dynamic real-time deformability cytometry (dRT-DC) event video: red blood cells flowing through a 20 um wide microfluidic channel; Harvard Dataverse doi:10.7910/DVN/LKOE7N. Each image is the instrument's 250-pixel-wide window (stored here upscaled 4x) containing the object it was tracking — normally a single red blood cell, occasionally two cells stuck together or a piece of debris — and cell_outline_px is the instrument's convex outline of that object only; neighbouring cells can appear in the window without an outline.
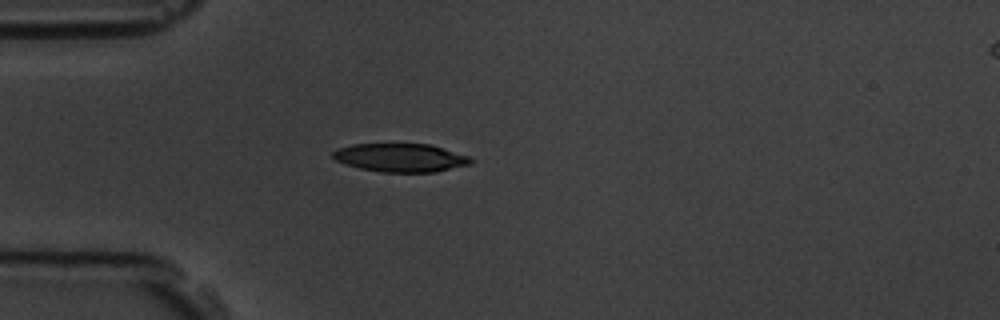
{"species": "common noctule bat (a hibernating species)", "species_latin": "Nyctalus noctula", "temperature_condition": "room temperature", "stored_images_in_passage": 4, "camera_frame_rate_fps": 3000, "um_per_image_px": 0.085, "animal": {"sex": "male", "body_mass_g": 19.5, "forearm_length_mm": 54.6}, "frame": {"image": 1, "passage_image": 4, "time_ms": 3.333, "image_size_px": [1000, 320], "cell_outline_px": [[476, 160], [472, 164], [432, 172], [380, 172], [360, 168], [336, 160], [332, 156], [332, 152], [336, 148], [352, 144], [428, 144], [468, 156]], "centroid_in_image_um": [34.04, 13.4], "position_along_channel_um": 51.0, "area_um2": 22.66}}